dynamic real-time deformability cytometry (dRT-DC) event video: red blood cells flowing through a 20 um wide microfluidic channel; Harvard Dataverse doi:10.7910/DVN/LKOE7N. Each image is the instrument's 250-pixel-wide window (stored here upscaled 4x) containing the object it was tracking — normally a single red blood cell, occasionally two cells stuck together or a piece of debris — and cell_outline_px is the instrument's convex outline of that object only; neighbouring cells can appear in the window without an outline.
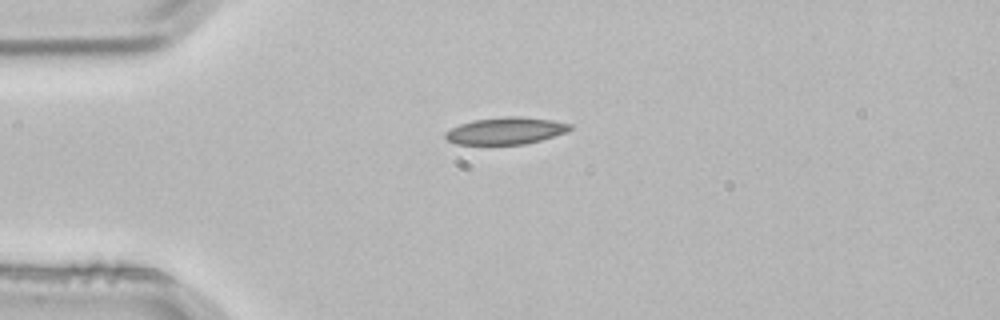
{"species": "common noctule bat (a hibernating species)", "species_latin": "Nyctalus noctula", "temperature_condition": "room temperature", "stored_images_in_passage": 2, "camera_frame_rate_fps": 3000, "um_per_image_px": 0.085, "animal": {"sex": "male", "body_mass_g": 21.5, "forearm_length_mm": 52.0}, "frame": {"image": 1, "passage_image": 1, "time_ms": 0.0, "image_size_px": [1000, 320], "cell_outline_px": [[572, 128], [568, 132], [540, 140], [524, 144], [456, 144], [448, 140], [444, 136], [444, 132], [460, 124], [476, 120], [508, 116], [520, 116], [552, 120], [572, 124]], "centroid_in_image_um": [43.01, 11.11], "position_along_channel_um": 42.0, "area_um2": 19.48}}